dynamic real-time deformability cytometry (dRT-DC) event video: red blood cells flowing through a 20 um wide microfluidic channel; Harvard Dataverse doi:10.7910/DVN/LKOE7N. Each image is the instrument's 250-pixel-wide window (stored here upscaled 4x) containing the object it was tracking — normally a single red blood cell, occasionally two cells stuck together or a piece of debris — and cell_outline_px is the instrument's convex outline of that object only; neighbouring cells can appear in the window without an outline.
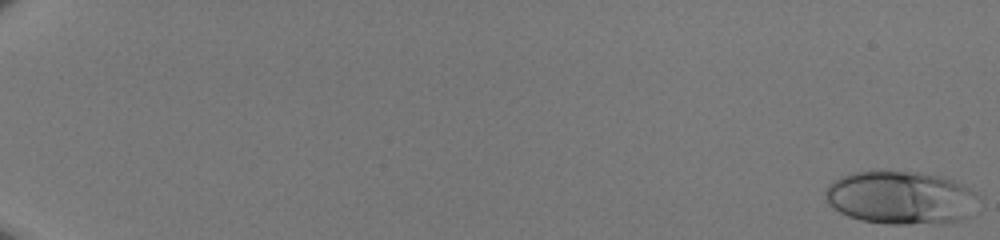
{"species": "human", "species_latin": "Homo sapiens", "temperature_condition": "room temperature", "stored_images_in_passage": 51, "camera_frame_rate_fps": 3000, "um_per_image_px": 0.085, "donor": {"sex": "male"}, "frame": {"image": 1, "passage_image": 1, "time_ms": 0.0, "image_size_px": [1000, 240], "cell_outline_px": [[976, 196], [968, 216], [960, 220], [944, 224], [888, 224], [860, 220], [848, 216], [832, 208], [828, 204], [824, 196], [824, 192], [828, 184], [840, 176], [852, 172], [920, 172], [940, 176], [952, 180], [976, 192]], "centroid_in_image_um": [76.49, 16.82], "position_along_channel_um": 8.5, "area_um2": 47.4}}
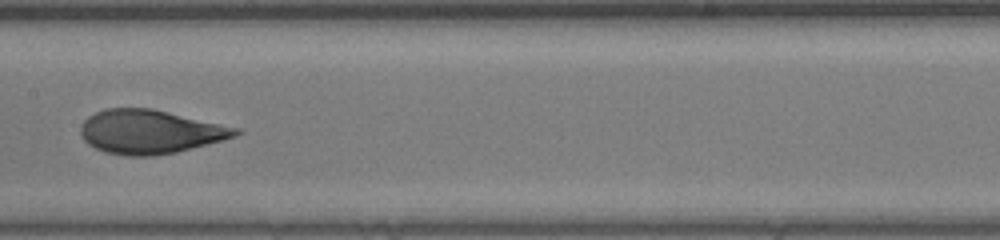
{"frame": {"image": 2, "passage_image": 30, "time_ms": 9.667, "image_size_px": [1000, 240], "cell_outline_px": [[244, 132], [236, 136], [176, 152], [152, 156], [124, 156], [104, 152], [88, 144], [84, 140], [80, 132], [80, 124], [88, 116], [104, 108], [152, 108], [240, 128]], "centroid_in_image_um": [12.73, 11.19], "position_along_channel_um": 194.7, "area_um2": 39.71}}
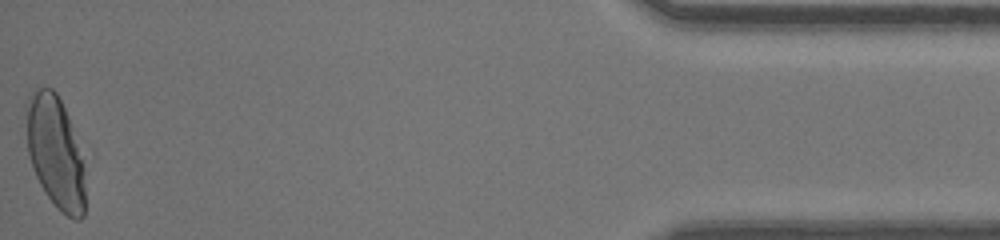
{"frame": {"image": 3, "passage_image": 51, "time_ms": 16.667, "image_size_px": [1000, 240], "cell_outline_px": [[84, 216], [80, 220], [76, 220], [68, 216], [56, 208], [44, 192], [36, 176], [28, 152], [24, 108], [24, 104], [28, 96], [36, 88], [52, 88], [56, 92], [68, 116], [80, 160], [84, 188]], "centroid_in_image_um": [4.63, 12.91], "position_along_channel_um": 430.6, "area_um2": 37.86}}